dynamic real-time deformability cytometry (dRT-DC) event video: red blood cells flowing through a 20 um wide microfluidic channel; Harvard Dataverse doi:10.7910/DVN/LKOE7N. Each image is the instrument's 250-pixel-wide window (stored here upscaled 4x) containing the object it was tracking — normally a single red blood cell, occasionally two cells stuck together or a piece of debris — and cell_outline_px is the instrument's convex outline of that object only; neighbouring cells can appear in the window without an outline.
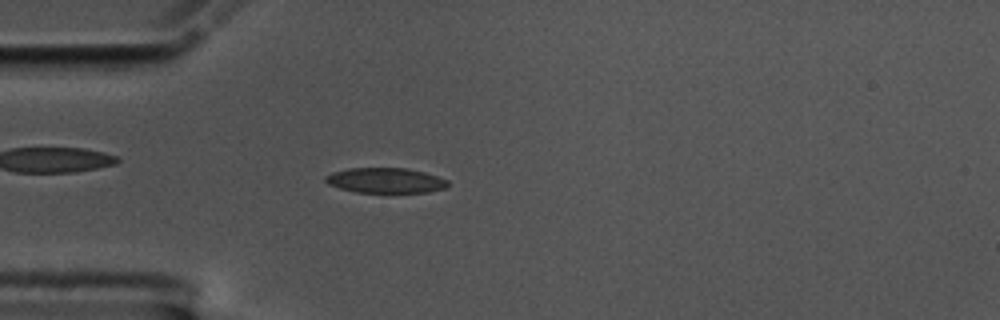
{"species": "common noctule bat (a hibernating species)", "species_latin": "Nyctalus noctula", "temperature_condition": "cold", "stored_images_in_passage": 56, "camera_frame_rate_fps": 3000, "um_per_image_px": 0.085, "animal": {"sex": "male", "body_mass_g": 17.5, "forearm_length_mm": 52.3}, "frame": {"image": 1, "passage_image": 15, "time_ms": 4.667, "image_size_px": [1000, 320], "cell_outline_px": [[448, 184], [444, 188], [428, 192], [356, 192], [340, 188], [328, 184], [324, 180], [324, 176], [332, 172], [348, 168], [408, 168], [424, 172], [448, 180]], "centroid_in_image_um": [32.73, 15.33], "position_along_channel_um": 52.3, "area_um2": 17.86}}
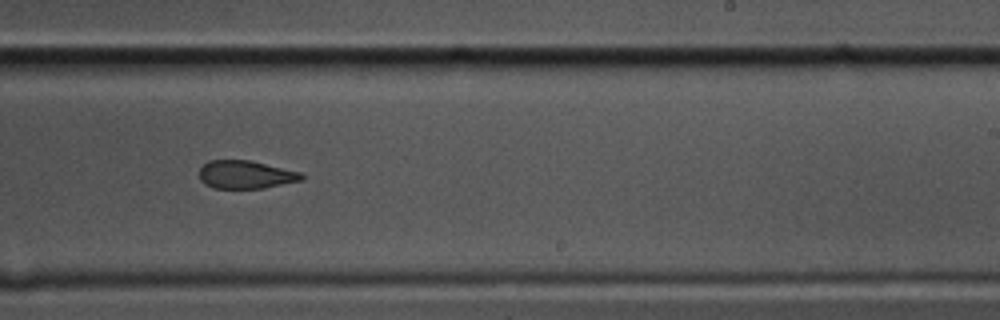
{"frame": {"image": 2, "passage_image": 34, "time_ms": 11.0, "image_size_px": [1000, 320], "cell_outline_px": [[304, 180], [264, 188], [212, 188], [204, 184], [200, 180], [200, 168], [208, 160], [248, 160], [300, 172], [304, 176]], "centroid_in_image_um": [20.87, 14.85], "position_along_channel_um": 268.1, "area_um2": 16.7}}
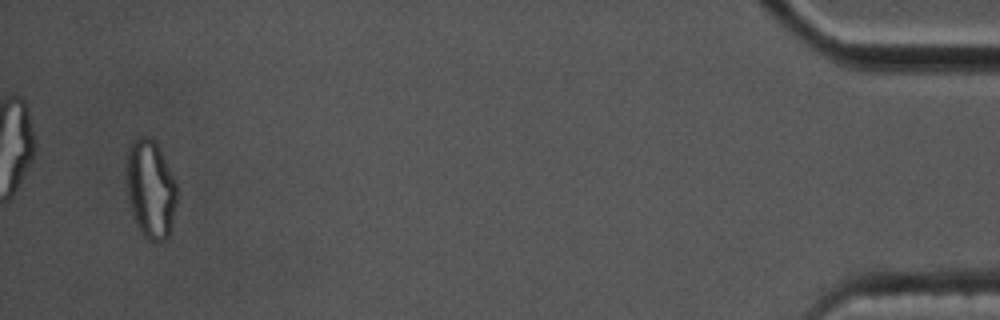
{"frame": {"image": 3, "passage_image": 54, "time_ms": 17.667, "image_size_px": [1000, 320], "cell_outline_px": [[176, 204], [168, 236], [164, 240], [156, 244], [148, 240], [140, 232], [136, 224], [132, 212], [128, 196], [128, 144], [132, 140], [140, 136], [148, 136], [160, 148], [176, 184]], "centroid_in_image_um": [12.8, 16.09], "position_along_channel_um": 422.4, "area_um2": 28.55}, "authors_computed_cell_mechanics": {"area_um2": 18.2648, "velocity_mm_per_s": 3.5397, "shape_relaxation_time_tau1_ms": 6.8289, "shape_relaxation_time_tau2_ms": 3.2561, "deformation_change_tau1": 0.1496, "deformation_change_tau2": 0.09}}